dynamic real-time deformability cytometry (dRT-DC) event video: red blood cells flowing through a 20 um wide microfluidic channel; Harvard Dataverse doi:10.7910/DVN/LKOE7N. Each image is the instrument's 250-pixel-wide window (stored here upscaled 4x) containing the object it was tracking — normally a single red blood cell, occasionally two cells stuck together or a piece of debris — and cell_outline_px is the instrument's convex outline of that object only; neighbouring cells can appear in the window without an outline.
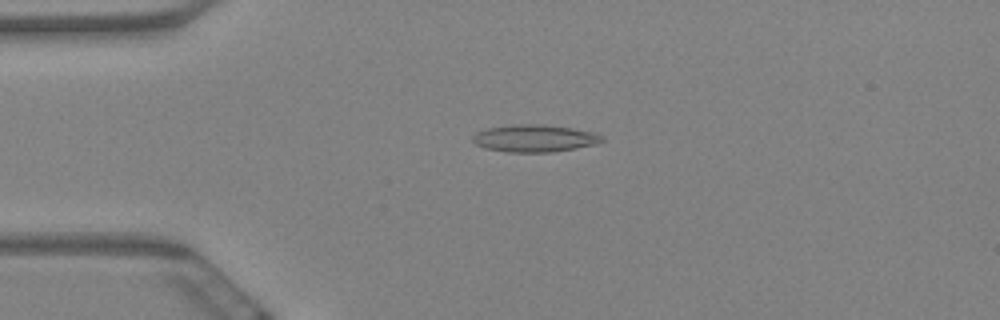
{"species": "Egyptian fruit bat (a non-hibernating species)", "species_latin": "Rousettus aegyptiacus", "temperature_condition": "warm", "stored_images_in_passage": 61, "camera_frame_rate_fps": 3000, "um_per_image_px": 0.085, "animal": {"sex": "female"}, "frame": {"image": 1, "passage_image": 15, "time_ms": 4.667, "image_size_px": [1000, 320], "cell_outline_px": [[604, 140], [596, 144], [576, 148], [552, 152], [508, 152], [484, 148], [476, 144], [472, 140], [472, 136], [476, 132], [488, 128], [516, 124], [544, 124], [572, 128], [592, 132], [604, 136]], "centroid_in_image_um": [45.44, 11.75], "position_along_channel_um": 39.6, "area_um2": 20.58}}
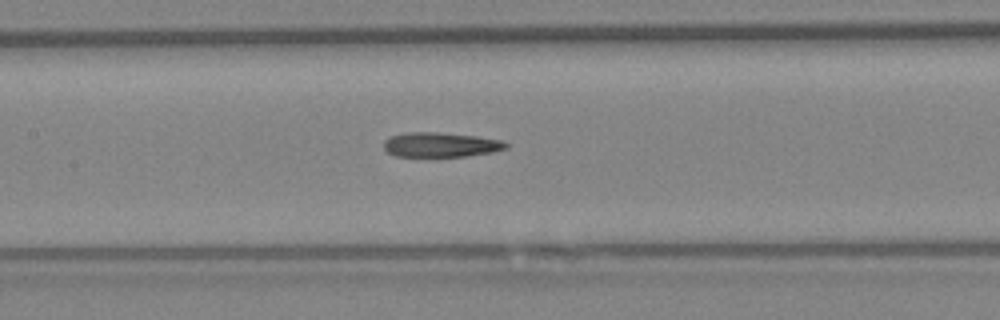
{"frame": {"image": 2, "passage_image": 29, "time_ms": 9.333, "image_size_px": [1000, 320], "cell_outline_px": [[508, 148], [492, 152], [464, 156], [396, 156], [388, 152], [384, 148], [384, 140], [388, 136], [408, 132], [440, 132], [476, 136], [504, 140], [508, 144]], "centroid_in_image_um": [37.46, 12.29], "position_along_channel_um": 169.9, "area_um2": 17.63}}
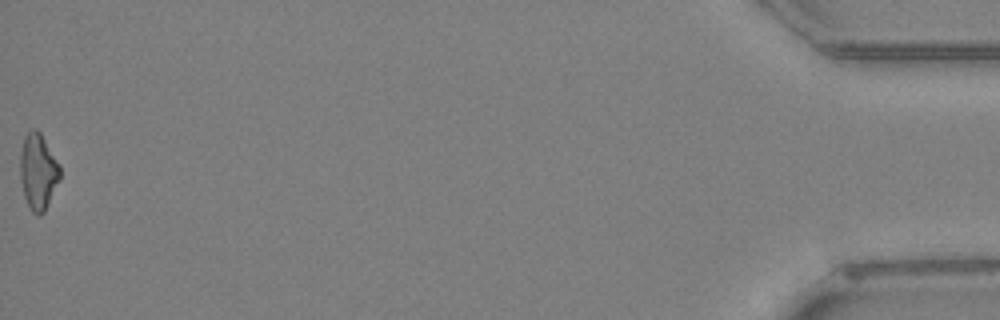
{"frame": {"image": 3, "passage_image": 61, "time_ms": 20.0, "image_size_px": [1000, 320], "cell_outline_px": [[60, 180], [44, 212], [40, 216], [36, 216], [32, 212], [24, 196], [20, 180], [20, 152], [24, 136], [32, 128], [36, 128], [40, 132], [60, 164]], "centroid_in_image_um": [3.24, 14.58], "position_along_channel_um": 432.0, "area_um2": 17.86}}